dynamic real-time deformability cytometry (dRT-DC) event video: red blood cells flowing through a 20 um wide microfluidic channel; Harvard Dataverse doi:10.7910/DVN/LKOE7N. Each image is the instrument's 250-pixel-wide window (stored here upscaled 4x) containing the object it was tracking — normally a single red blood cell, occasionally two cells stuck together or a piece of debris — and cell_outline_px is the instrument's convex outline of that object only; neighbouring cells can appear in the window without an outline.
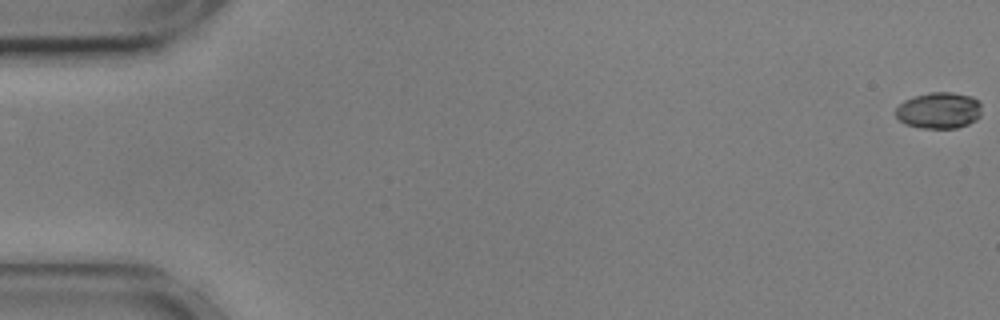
{"species": "common noctule bat (a hibernating species)", "species_latin": "Nyctalus noctula", "temperature_condition": "cold", "stored_images_in_passage": 11, "camera_frame_rate_fps": 3000, "um_per_image_px": 0.085, "animal": {"sex": "male", "body_mass_g": 17.9, "forearm_length_mm": 54.2}, "frame": {"image": 1, "passage_image": 1, "time_ms": 0.0, "image_size_px": [1000, 320], "cell_outline_px": [[980, 116], [976, 120], [968, 124], [956, 128], [920, 128], [904, 124], [896, 116], [896, 108], [904, 100], [928, 92], [952, 92], [972, 96], [980, 100]], "centroid_in_image_um": [79.82, 9.38], "position_along_channel_um": 5.2, "area_um2": 18.32}}